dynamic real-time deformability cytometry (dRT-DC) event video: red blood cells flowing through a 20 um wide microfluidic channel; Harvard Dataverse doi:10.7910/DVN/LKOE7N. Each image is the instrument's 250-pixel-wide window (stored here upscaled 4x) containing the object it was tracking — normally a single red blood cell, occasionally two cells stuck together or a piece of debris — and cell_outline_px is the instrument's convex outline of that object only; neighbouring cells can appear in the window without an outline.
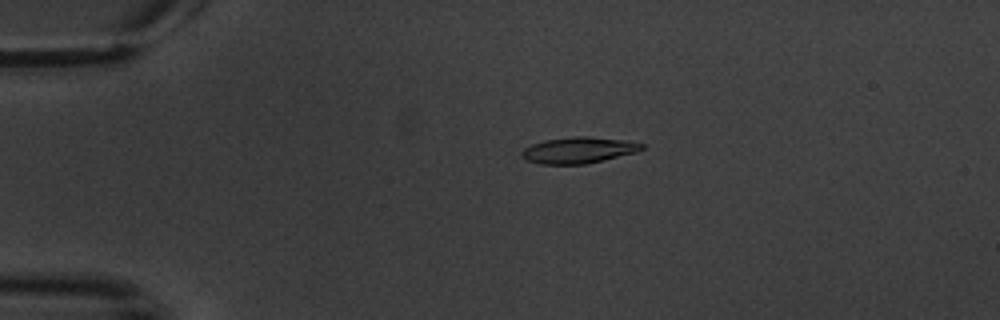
{"species": "common noctule bat (a hibernating species)", "species_latin": "Nyctalus noctula", "temperature_condition": "warm", "stored_images_in_passage": 8, "camera_frame_rate_fps": 3000, "um_per_image_px": 0.085, "animal": {"sex": "male", "body_mass_g": 20.1, "forearm_length_mm": 53.5}, "frame": {"image": 1, "passage_image": 4, "time_ms": 3.667, "image_size_px": [1000, 320], "cell_outline_px": [[644, 148], [636, 152], [604, 160], [584, 164], [540, 164], [524, 160], [520, 152], [524, 148], [532, 144], [544, 140], [572, 136], [588, 136], [628, 140], [644, 144]], "centroid_in_image_um": [49.16, 12.76], "position_along_channel_um": 35.8, "area_um2": 18.5}}
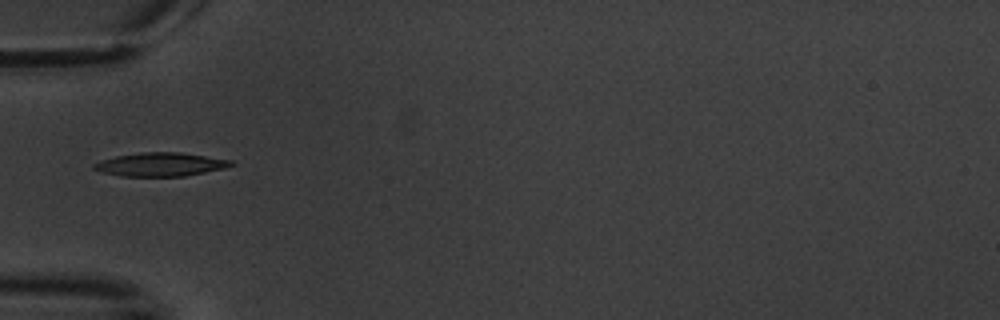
{"frame": {"image": 2, "passage_image": 6, "time_ms": 6.0, "image_size_px": [1000, 320], "cell_outline_px": [[236, 164], [224, 168], [184, 176], [120, 176], [100, 172], [92, 168], [92, 164], [100, 160], [116, 156], [140, 152], [180, 152], [232, 160]], "centroid_in_image_um": [13.6, 13.97], "position_along_channel_um": 71.4, "area_um2": 18.9}}
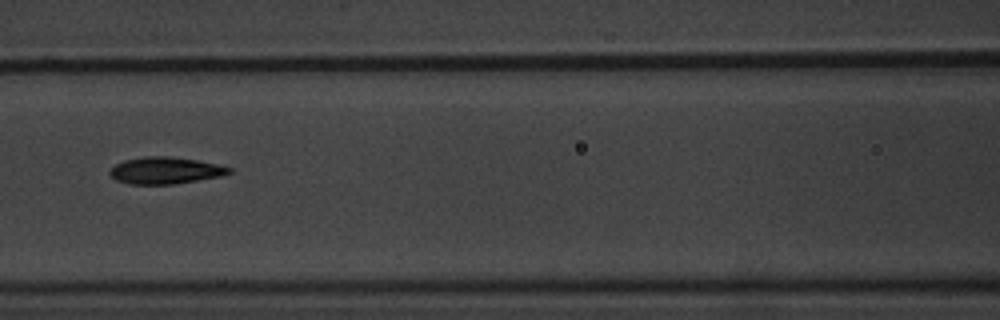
{"frame": {"image": 3, "passage_image": 8, "time_ms": 8.333, "image_size_px": [1000, 320], "cell_outline_px": [[232, 172], [220, 176], [172, 184], [128, 184], [116, 180], [108, 172], [116, 164], [124, 160], [144, 156], [168, 156], [196, 160], [216, 164], [232, 168]], "centroid_in_image_um": [14.02, 14.48], "position_along_channel_um": 152.6, "area_um2": 18.44}}